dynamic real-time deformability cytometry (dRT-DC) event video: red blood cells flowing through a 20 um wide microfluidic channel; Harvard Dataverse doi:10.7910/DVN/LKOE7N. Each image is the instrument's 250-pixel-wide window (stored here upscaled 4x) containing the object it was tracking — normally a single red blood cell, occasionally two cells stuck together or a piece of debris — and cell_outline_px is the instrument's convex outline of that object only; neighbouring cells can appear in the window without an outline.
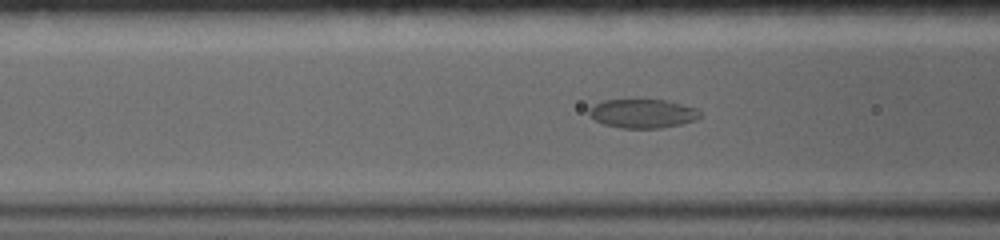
{"species": "common noctule bat (a hibernating species)", "species_latin": "Nyctalus noctula", "temperature_condition": "warm", "stored_images_in_passage": 40, "segment_of_instrument_passage": [1, 2], "camera_frame_rate_fps": 5000, "um_per_image_px": 0.085, "animal": {"sex": "female", "body_mass_g": 19.0, "forearm_length_mm": 56.7}, "frame": {"image": 1, "passage_image": 10, "time_ms": 2.6, "image_size_px": [1000, 240], "cell_outline_px": [[704, 116], [696, 120], [680, 124], [660, 128], [620, 128], [604, 124], [588, 116], [588, 108], [604, 100], [664, 100], [696, 108]], "centroid_in_image_um": [54.62, 9.66], "position_along_channel_um": 112.0, "area_um2": 18.67}}
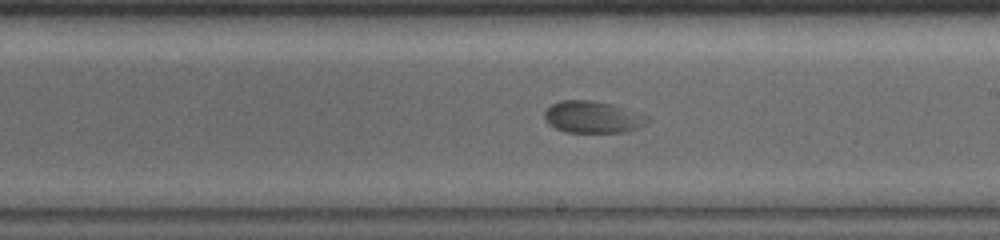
{"frame": {"image": 2, "passage_image": 22, "time_ms": 6.2, "image_size_px": [1000, 240], "cell_outline_px": [[652, 120], [628, 132], [564, 132], [548, 124], [544, 116], [544, 112], [552, 104], [560, 100], [592, 100], [612, 104], [648, 116]], "centroid_in_image_um": [50.37, 9.95], "position_along_channel_um": 238.6, "area_um2": 19.13}}
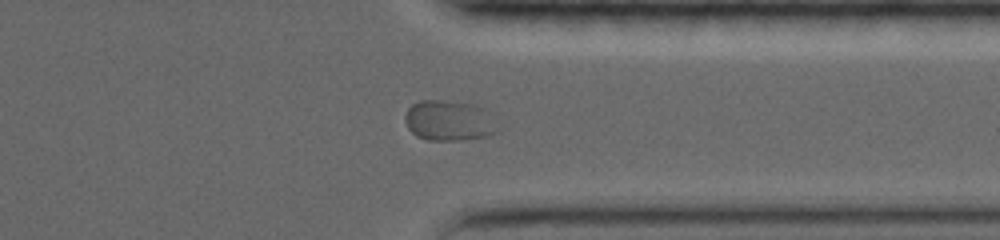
{"frame": {"image": 3, "passage_image": 35, "time_ms": 10.0, "image_size_px": [1000, 240], "cell_outline_px": [[500, 132], [488, 136], [464, 140], [428, 140], [416, 136], [408, 128], [404, 120], [404, 116], [408, 108], [412, 104], [420, 100], [440, 100], [476, 104], [484, 108], [500, 128]], "centroid_in_image_um": [38.19, 10.26], "position_along_channel_um": 373.2, "area_um2": 22.2}}